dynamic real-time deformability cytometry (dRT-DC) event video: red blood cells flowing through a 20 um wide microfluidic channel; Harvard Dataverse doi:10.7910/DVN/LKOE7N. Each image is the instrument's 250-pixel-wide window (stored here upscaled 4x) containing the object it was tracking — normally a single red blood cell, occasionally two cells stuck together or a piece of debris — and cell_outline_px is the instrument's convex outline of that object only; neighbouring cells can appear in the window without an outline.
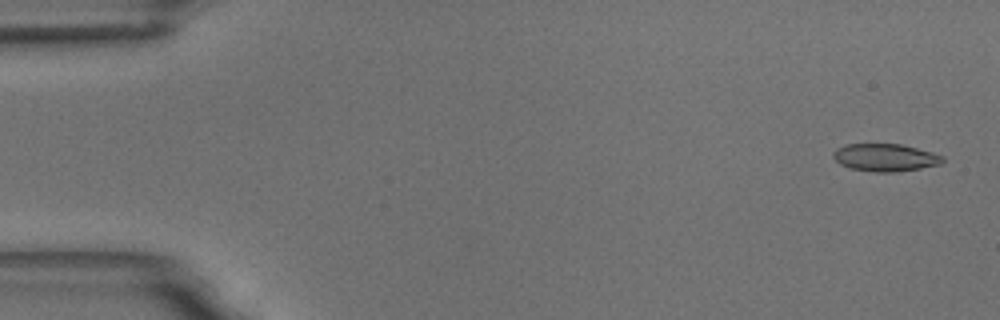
{"species": "common noctule bat (a hibernating species)", "species_latin": "Nyctalus noctula", "temperature_condition": "room temperature", "stored_images_in_passage": 5, "camera_frame_rate_fps": 3000, "um_per_image_px": 0.085, "animal": {"sex": "male", "body_mass_g": 18.8}, "frame": {"image": 1, "passage_image": 1, "time_ms": 0.0, "image_size_px": [1000, 320], "cell_outline_px": [[944, 160], [940, 164], [920, 168], [896, 172], [876, 172], [848, 168], [840, 164], [832, 156], [832, 152], [836, 148], [848, 144], [900, 144], [932, 152], [944, 156]], "centroid_in_image_um": [75.22, 13.39], "position_along_channel_um": 9.8, "area_um2": 17.57}}
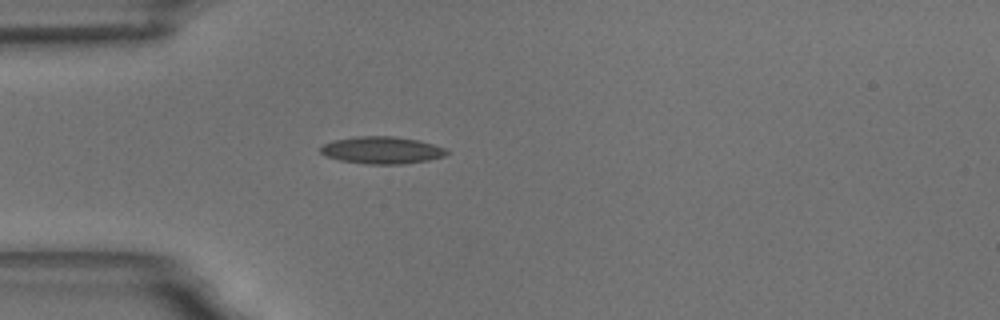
{"frame": {"image": 2, "passage_image": 5, "time_ms": 4.667, "image_size_px": [1000, 320], "cell_outline_px": [[448, 152], [444, 156], [428, 160], [404, 164], [364, 164], [340, 160], [324, 156], [320, 152], [320, 148], [324, 144], [332, 140], [356, 136], [392, 136], [420, 140], [444, 148]], "centroid_in_image_um": [32.42, 12.76], "position_along_channel_um": 52.6, "area_um2": 20.06}}